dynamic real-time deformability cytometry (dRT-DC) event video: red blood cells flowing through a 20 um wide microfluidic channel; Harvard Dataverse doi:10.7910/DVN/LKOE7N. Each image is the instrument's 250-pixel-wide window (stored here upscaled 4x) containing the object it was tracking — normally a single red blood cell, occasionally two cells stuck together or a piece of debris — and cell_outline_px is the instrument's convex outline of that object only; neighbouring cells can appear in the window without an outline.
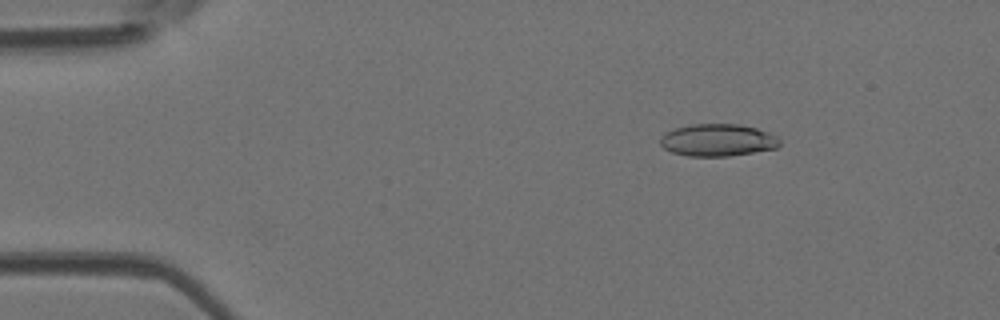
{"species": "Egyptian fruit bat (a non-hibernating species)", "species_latin": "Rousettus aegyptiacus", "temperature_condition": "room temperature", "stored_images_in_passage": 50, "camera_frame_rate_fps": 3000, "um_per_image_px": 0.085, "animal": {"sex": "female"}, "frame": {"image": 1, "passage_image": 8, "time_ms": 2.333, "image_size_px": [1000, 320], "cell_outline_px": [[780, 144], [776, 148], [728, 156], [688, 156], [672, 152], [664, 148], [660, 144], [660, 136], [676, 128], [688, 124], [740, 124], [756, 128], [768, 132], [776, 136], [780, 140]], "centroid_in_image_um": [60.99, 11.9], "position_along_channel_um": 24.0, "area_um2": 22.37}}
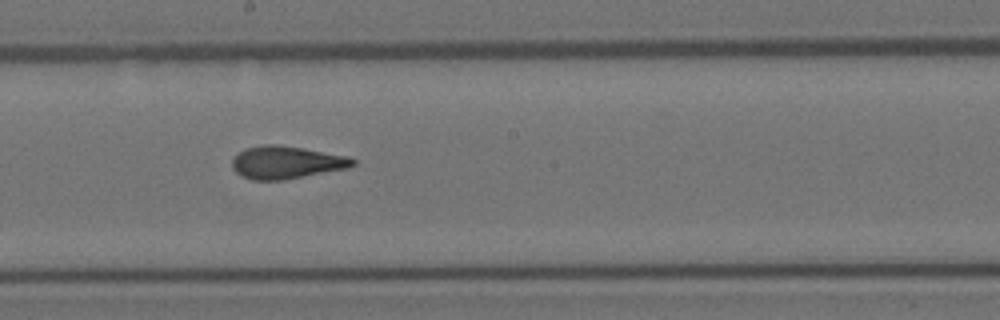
{"frame": {"image": 2, "passage_image": 28, "time_ms": 9.0, "image_size_px": [1000, 320], "cell_outline_px": [[356, 164], [348, 168], [284, 180], [252, 180], [240, 176], [232, 168], [232, 160], [244, 148], [264, 144], [276, 144], [304, 148], [348, 156], [356, 160]], "centroid_in_image_um": [24.34, 13.8], "position_along_channel_um": 223.9, "area_um2": 23.12}}
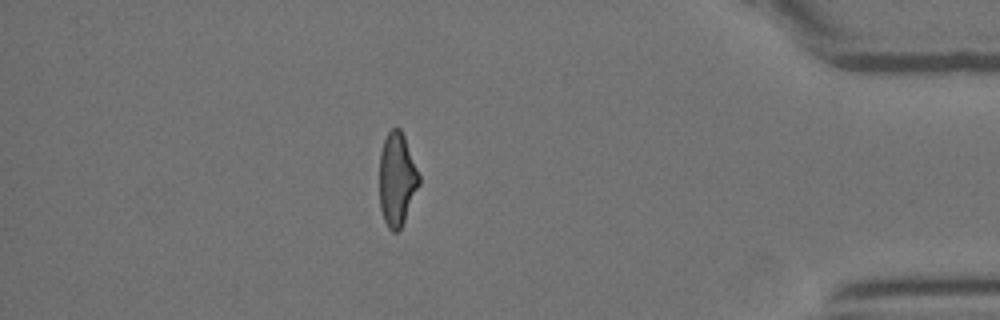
{"frame": {"image": 3, "passage_image": 44, "time_ms": 14.333, "image_size_px": [1000, 320], "cell_outline_px": [[420, 184], [404, 220], [400, 228], [396, 232], [392, 232], [388, 228], [384, 220], [380, 208], [380, 152], [384, 140], [388, 132], [392, 128], [400, 128], [404, 136], [420, 176]], "centroid_in_image_um": [33.74, 15.24], "position_along_channel_um": 401.5, "area_um2": 21.33}, "authors_computed_cell_mechanics": {"area_um2": 22.6287, "velocity_mm_per_s": 4.1044, "shape_relaxation_time_tau1_ms": 6.3017, "shape_relaxation_time_tau2_ms": 1.567, "deformation_change_tau1": 0.2099, "deformation_change_tau2": 0.0937}}